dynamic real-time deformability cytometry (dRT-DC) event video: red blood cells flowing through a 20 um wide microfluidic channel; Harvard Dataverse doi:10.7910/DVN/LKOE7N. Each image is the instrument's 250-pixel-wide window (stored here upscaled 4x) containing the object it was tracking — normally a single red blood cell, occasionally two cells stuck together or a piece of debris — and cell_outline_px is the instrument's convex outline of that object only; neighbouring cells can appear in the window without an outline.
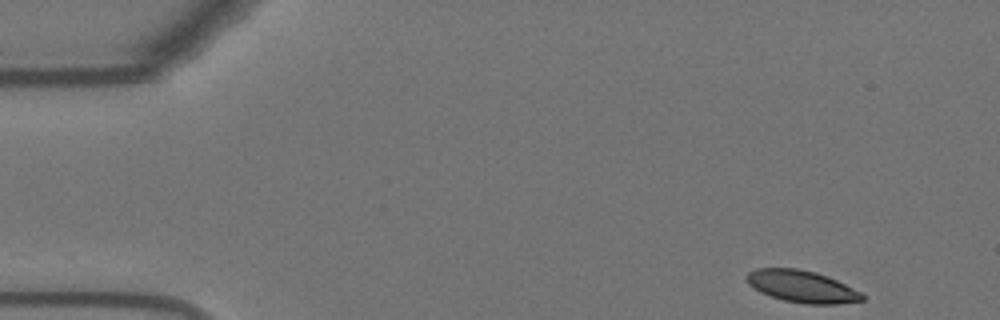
{"species": "Egyptian fruit bat (a non-hibernating species)", "species_latin": "Rousettus aegyptiacus", "temperature_condition": "warm", "stored_images_in_passage": 51, "camera_frame_rate_fps": 3000, "um_per_image_px": 0.085, "animal": {"sex": "female"}, "frame": {"image": 1, "passage_image": 1, "time_ms": 0.0, "image_size_px": [1000, 320], "cell_outline_px": [[864, 300], [836, 304], [804, 304], [784, 300], [760, 292], [748, 284], [744, 280], [744, 276], [748, 272], [756, 268], [796, 268], [816, 272], [828, 276], [860, 292], [864, 296]], "centroid_in_image_um": [68.11, 24.34], "position_along_channel_um": 16.9, "area_um2": 21.56}}
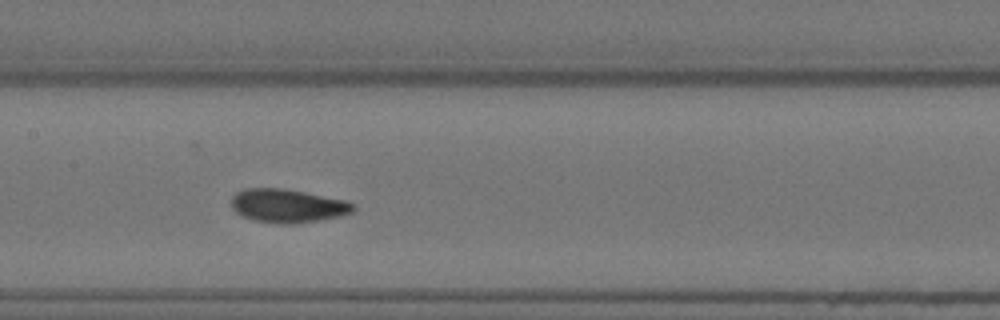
{"frame": {"image": 2, "passage_image": 23, "time_ms": 7.333, "image_size_px": [1000, 320], "cell_outline_px": [[356, 208], [352, 212], [344, 216], [292, 224], [280, 224], [252, 220], [236, 212], [232, 208], [232, 196], [236, 192], [244, 188], [284, 188], [348, 200], [356, 204]], "centroid_in_image_um": [24.5, 17.49], "position_along_channel_um": 182.9, "area_um2": 24.16}}
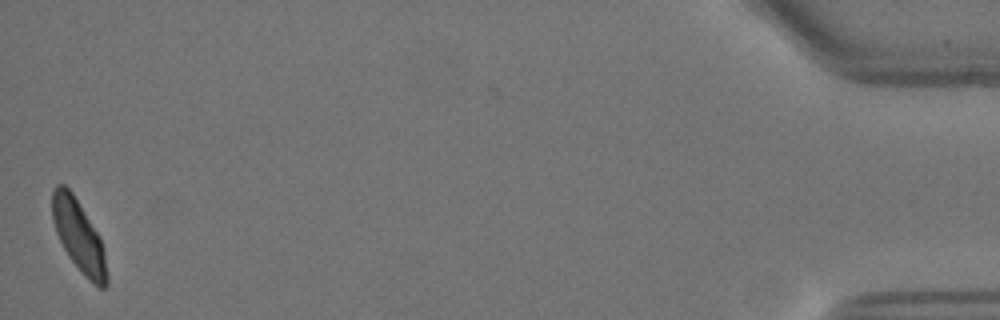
{"frame": {"image": 3, "passage_image": 51, "time_ms": 16.667, "image_size_px": [1000, 320], "cell_outline_px": [[108, 284], [104, 288], [100, 288], [88, 280], [80, 272], [68, 256], [56, 232], [52, 220], [52, 188], [56, 184], [64, 184], [72, 192], [100, 236], [104, 252], [108, 276]], "centroid_in_image_um": [6.69, 20.07], "position_along_channel_um": 428.5, "area_um2": 22.89}, "authors_computed_cell_mechanics": {"area_um2": 23.0622, "velocity_mm_per_s": 3.6515, "shape_relaxation_time_tau1_ms": 4.2516, "shape_relaxation_time_tau2_ms": 1.6865, "deformation_change_tau1": 0.1538, "deformation_change_tau2": 0.0597}}